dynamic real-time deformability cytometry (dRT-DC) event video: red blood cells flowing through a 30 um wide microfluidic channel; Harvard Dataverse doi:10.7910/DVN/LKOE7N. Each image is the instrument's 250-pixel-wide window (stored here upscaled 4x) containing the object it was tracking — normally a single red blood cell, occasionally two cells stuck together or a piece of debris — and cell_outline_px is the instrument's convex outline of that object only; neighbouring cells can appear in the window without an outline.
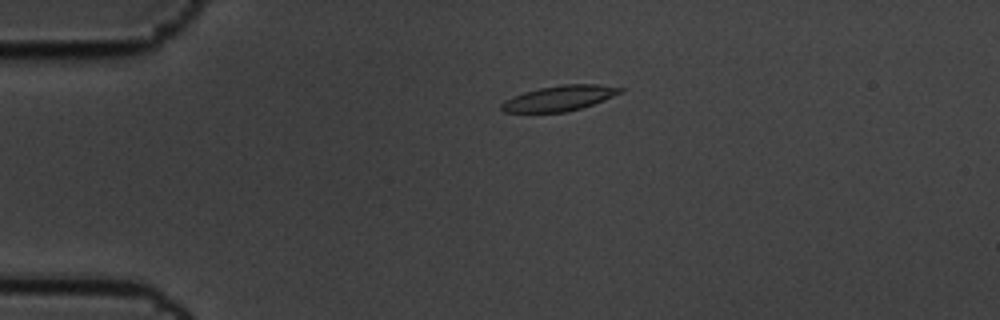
{"species": "common noctule bat (a hibernating species)", "species_latin": "Nyctalus noctula", "temperature_condition": "cold", "stored_images_in_passage": 4, "camera_frame_rate_fps": 3000, "um_per_image_px": 0.085, "animal": {"sex": "male", "body_mass_g": 19.5, "forearm_length_mm": 54.6}, "frame": {"image": 1, "passage_image": 3, "time_ms": 0.667, "image_size_px": [1000, 320], "cell_outline_px": [[624, 92], [592, 104], [580, 108], [564, 112], [504, 112], [500, 108], [500, 104], [504, 100], [512, 96], [524, 92], [540, 88], [564, 84], [596, 84], [624, 88]], "centroid_in_image_um": [47.53, 8.34], "position_along_channel_um": 37.5, "area_um2": 17.4}}